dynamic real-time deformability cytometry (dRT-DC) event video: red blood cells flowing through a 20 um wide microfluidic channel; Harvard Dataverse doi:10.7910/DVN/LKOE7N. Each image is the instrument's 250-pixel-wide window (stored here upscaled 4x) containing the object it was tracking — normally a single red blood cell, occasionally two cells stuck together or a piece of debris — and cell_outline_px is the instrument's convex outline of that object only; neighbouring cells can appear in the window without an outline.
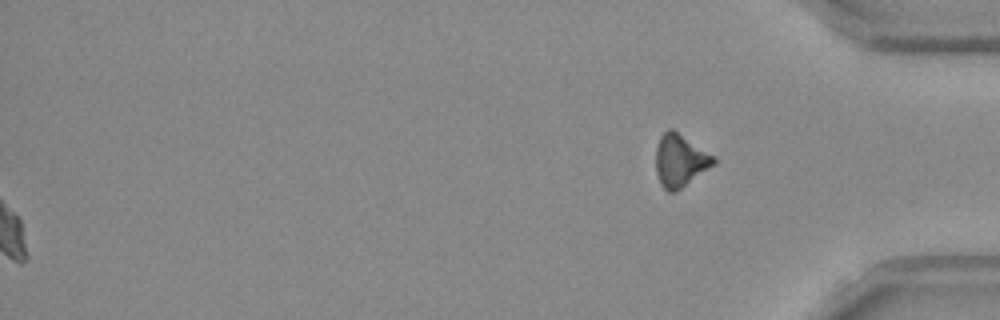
{"species": "Egyptian fruit bat (a non-hibernating species)", "species_latin": "Rousettus aegyptiacus", "temperature_condition": "room temperature", "stored_images_in_passage": 53, "camera_frame_rate_fps": 3000, "um_per_image_px": 0.085, "frame": {"image": 1, "passage_image": 53, "time_ms": 17.333, "image_size_px": [1000, 320], "cell_outline_px": [[716, 164], [676, 192], [668, 192], [660, 184], [656, 172], [656, 148], [660, 136], [668, 128], [672, 128], [716, 156]], "centroid_in_image_um": [57.83, 13.64], "position_along_channel_um": 377.4, "area_um2": 17.98}, "authors_computed_cell_mechanics": {"area_um2": 20.4612, "velocity_mm_per_s": 3.7869, "shape_relaxation_time_tau1_ms": 8.0423, "shape_relaxation_time_tau2_ms": 8.3907, "deformation_change_tau1": 0.1689, "deformation_change_tau2": 0.1609}}